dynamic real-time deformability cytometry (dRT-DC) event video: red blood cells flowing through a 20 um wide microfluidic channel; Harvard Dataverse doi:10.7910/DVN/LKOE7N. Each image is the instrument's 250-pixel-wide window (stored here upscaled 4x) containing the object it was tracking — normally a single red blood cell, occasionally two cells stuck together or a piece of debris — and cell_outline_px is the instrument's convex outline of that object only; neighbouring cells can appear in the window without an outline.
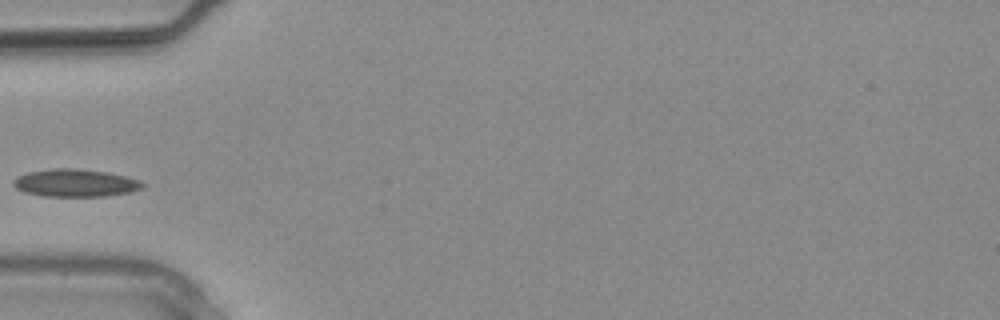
{"species": "common noctule bat (a hibernating species)", "species_latin": "Nyctalus noctula", "temperature_condition": "warm", "stored_images_in_passage": 1, "camera_frame_rate_fps": 3000, "um_per_image_px": 0.085, "animal": {"sex": "male", "body_mass_g": 20.4}, "frame": {"image": 1, "passage_image": 1, "time_ms": 0.0, "image_size_px": [1000, 320], "cell_outline_px": [[144, 184], [140, 188], [128, 192], [108, 196], [44, 196], [24, 192], [16, 188], [12, 184], [12, 180], [28, 172], [52, 168], [76, 168], [104, 172], [124, 176], [140, 180]], "centroid_in_image_um": [6.36, 15.55], "position_along_channel_um": 78.6, "area_um2": 20.58}}